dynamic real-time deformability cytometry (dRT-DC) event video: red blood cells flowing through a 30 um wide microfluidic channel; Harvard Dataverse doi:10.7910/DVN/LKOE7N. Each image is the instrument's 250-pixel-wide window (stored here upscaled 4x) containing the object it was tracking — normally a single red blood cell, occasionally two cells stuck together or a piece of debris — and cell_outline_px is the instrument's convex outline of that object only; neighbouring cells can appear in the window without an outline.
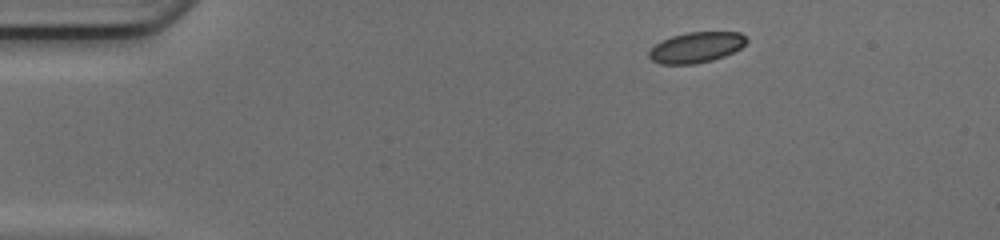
{"species": "common noctule bat (a hibernating species)", "species_latin": "Nyctalus noctula", "temperature_condition": "cold", "stored_images_in_passage": 43, "camera_frame_rate_fps": 3000, "um_per_image_px": 0.085, "animal": {"sex": "female", "body_mass_g": 17.0, "forearm_length_mm": 48.0}, "frame": {"image": 1, "passage_image": 1, "time_ms": 0.0, "image_size_px": [1000, 240], "cell_outline_px": [[748, 40], [740, 48], [724, 56], [712, 60], [696, 64], [660, 64], [652, 60], [648, 56], [648, 52], [656, 44], [672, 36], [688, 32], [740, 32]], "centroid_in_image_um": [59.17, 4.03], "position_along_channel_um": 25.8, "area_um2": 17.22}}
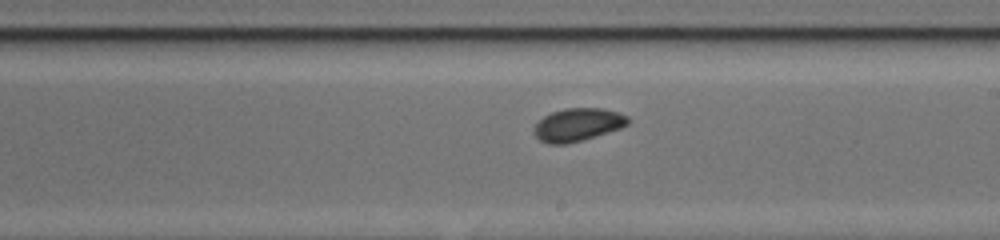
{"frame": {"image": 2, "passage_image": 22, "time_ms": 7.0, "image_size_px": [1000, 240], "cell_outline_px": [[628, 124], [620, 128], [580, 140], [564, 144], [548, 144], [540, 140], [536, 136], [536, 124], [544, 116], [552, 112], [568, 108], [600, 108], [616, 112], [628, 116]], "centroid_in_image_um": [49.11, 10.59], "position_along_channel_um": 239.9, "area_um2": 17.46}}
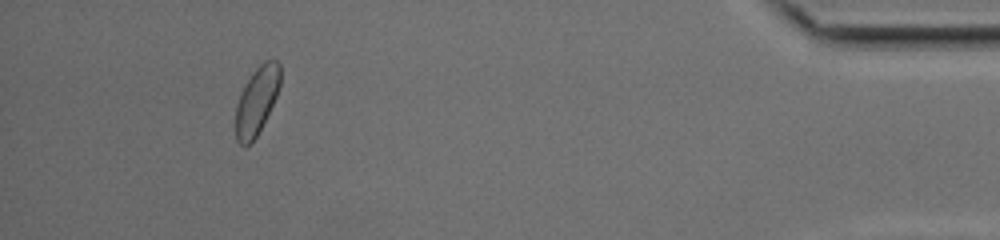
{"frame": {"image": 3, "passage_image": 39, "time_ms": 12.667, "image_size_px": [1000, 240], "cell_outline_px": [[280, 84], [276, 96], [256, 136], [244, 148], [236, 140], [236, 108], [244, 84], [252, 72], [264, 60], [276, 60], [280, 64]], "centroid_in_image_um": [21.81, 8.53], "position_along_channel_um": 413.4, "area_um2": 17.22}, "authors_computed_cell_mechanics": {"area_um2": 17.629, "velocity_mm_per_s": 4.1872, "shape_relaxation_time_tau1_ms": 2.9097, "shape_relaxation_time_tau2_ms": 5.302, "deformation_change_tau1": 0.0623, "deformation_change_tau2": 0.0906}}